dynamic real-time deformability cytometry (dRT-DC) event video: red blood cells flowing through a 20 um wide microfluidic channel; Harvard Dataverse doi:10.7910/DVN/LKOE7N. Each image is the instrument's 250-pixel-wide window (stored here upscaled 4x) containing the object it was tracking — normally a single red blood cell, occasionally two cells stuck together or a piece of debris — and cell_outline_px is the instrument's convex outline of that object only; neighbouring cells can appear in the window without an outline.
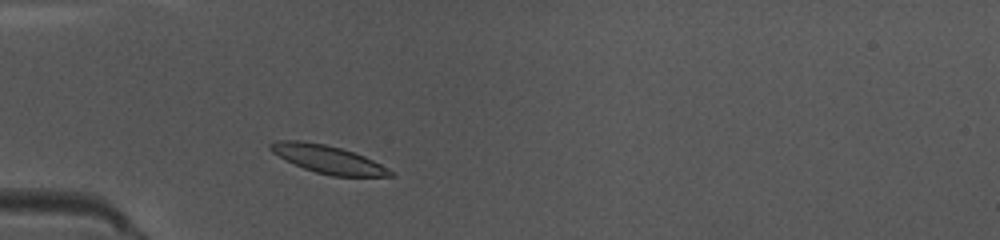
{"species": "common noctule bat (a hibernating species)", "species_latin": "Nyctalus noctula", "temperature_condition": "warm", "stored_images_in_passage": 40, "camera_frame_rate_fps": 3000, "um_per_image_px": 0.085, "animal": {"sex": "female", "body_mass_g": 10.0, "forearm_length_mm": 53.1}, "frame": {"image": 1, "passage_image": 6, "time_ms": 1.667, "image_size_px": [1000, 240], "cell_outline_px": [[396, 176], [332, 176], [316, 172], [304, 168], [272, 152], [268, 148], [268, 144], [276, 140], [300, 140], [324, 144], [340, 148], [364, 156], [380, 164], [392, 172]], "centroid_in_image_um": [27.84, 13.52], "position_along_channel_um": 57.2, "area_um2": 19.13}}
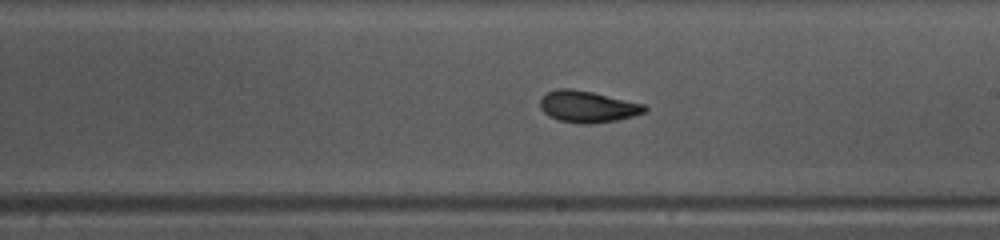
{"frame": {"image": 2, "passage_image": 20, "time_ms": 6.333, "image_size_px": [1000, 240], "cell_outline_px": [[648, 108], [644, 112], [632, 116], [616, 120], [592, 124], [580, 124], [560, 120], [548, 116], [540, 108], [540, 96], [556, 88], [572, 88], [592, 92], [644, 104]], "centroid_in_image_um": [49.9, 9.06], "position_along_channel_um": 239.1, "area_um2": 19.25}}
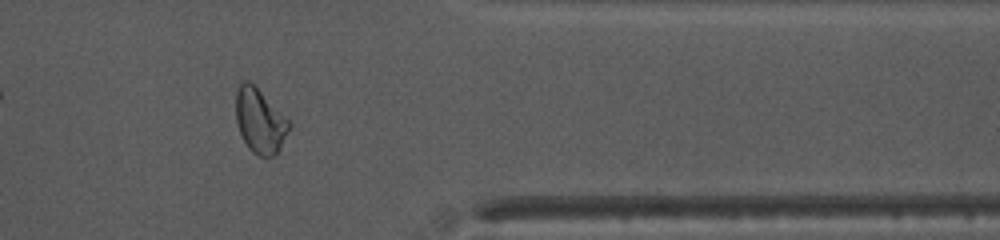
{"frame": {"image": 3, "passage_image": 32, "time_ms": 10.333, "image_size_px": [1000, 240], "cell_outline_px": [[292, 124], [280, 148], [272, 156], [264, 160], [252, 152], [248, 148], [240, 132], [236, 120], [236, 92], [240, 84], [244, 80], [248, 80]], "centroid_in_image_um": [22.08, 10.33], "position_along_channel_um": 389.3, "area_um2": 19.65}, "authors_computed_cell_mechanics": {"area_um2": 19.1607, "velocity_mm_per_s": 4.0298, "shape_relaxation_time_tau1_ms": 6.0493, "shape_relaxation_time_tau2_ms": 2.1414, "deformation_change_tau1": 0.1899, "deformation_change_tau2": 0.0627}}